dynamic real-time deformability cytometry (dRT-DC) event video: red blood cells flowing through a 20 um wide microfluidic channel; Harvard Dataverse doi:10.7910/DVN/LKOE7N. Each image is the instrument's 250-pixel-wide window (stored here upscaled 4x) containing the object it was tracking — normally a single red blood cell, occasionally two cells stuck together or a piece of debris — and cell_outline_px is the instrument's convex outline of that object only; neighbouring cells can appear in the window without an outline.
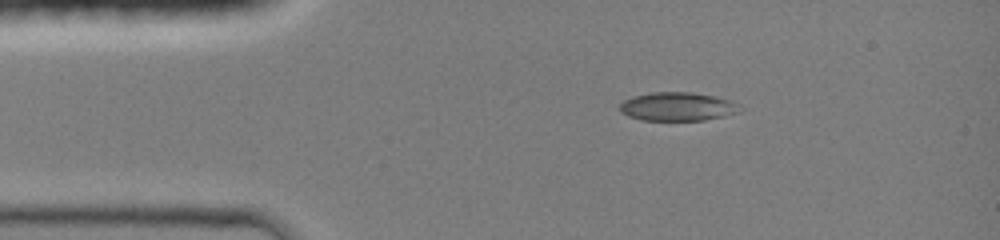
{"species": "common noctule bat (a hibernating species)", "species_latin": "Nyctalus noctula", "temperature_condition": "room temperature", "stored_images_in_passage": 6, "camera_frame_rate_fps": 3000, "um_per_image_px": 0.085, "animal": {"sex": "female", "body_mass_g": 19.0, "forearm_length_mm": 51.5}, "frame": {"image": 1, "passage_image": 1, "time_ms": 0.0, "image_size_px": [1000, 240], "cell_outline_px": [[744, 108], [740, 112], [724, 116], [704, 120], [640, 120], [628, 116], [620, 112], [620, 104], [624, 100], [632, 96], [652, 92], [692, 92], [716, 96], [732, 100], [740, 104]], "centroid_in_image_um": [57.64, 9.05], "position_along_channel_um": 27.4, "area_um2": 20.35}}
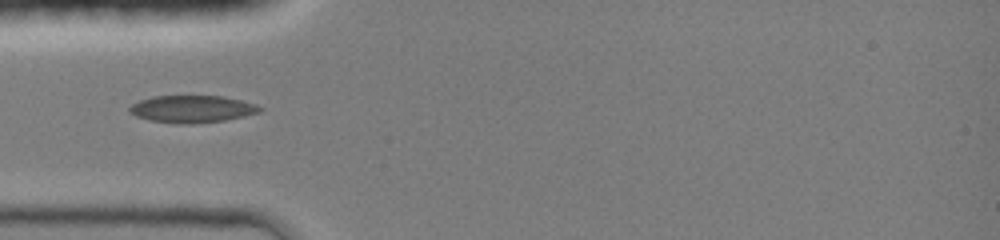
{"frame": {"image": 2, "passage_image": 5, "time_ms": 2.0, "image_size_px": [1000, 240], "cell_outline_px": [[264, 108], [260, 112], [244, 116], [224, 120], [192, 124], [176, 124], [148, 120], [136, 116], [128, 112], [128, 108], [132, 104], [140, 100], [152, 96], [224, 96], [256, 104]], "centroid_in_image_um": [16.31, 9.27], "position_along_channel_um": 68.7, "area_um2": 20.81}}